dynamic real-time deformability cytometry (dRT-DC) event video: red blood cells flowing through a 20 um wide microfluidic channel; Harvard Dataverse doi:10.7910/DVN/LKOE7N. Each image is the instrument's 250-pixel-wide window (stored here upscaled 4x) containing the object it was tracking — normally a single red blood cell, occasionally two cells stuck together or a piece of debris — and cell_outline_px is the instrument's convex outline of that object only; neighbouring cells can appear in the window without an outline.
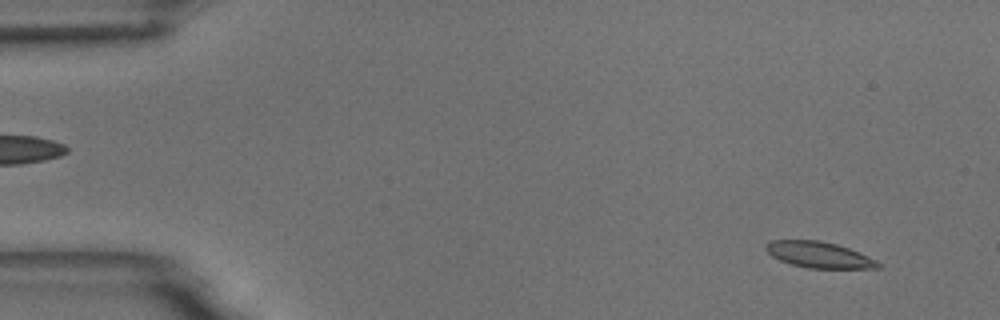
{"species": "common noctule bat (a hibernating species)", "species_latin": "Nyctalus noctula", "temperature_condition": "room temperature", "stored_images_in_passage": 56, "camera_frame_rate_fps": 3000, "um_per_image_px": 0.085, "animal": {"sex": "male", "body_mass_g": 18.8}, "frame": {"image": 1, "passage_image": 4, "time_ms": 1.0, "image_size_px": [1000, 320], "cell_outline_px": [[880, 268], [808, 268], [792, 264], [780, 260], [772, 256], [764, 248], [764, 244], [772, 240], [820, 240], [836, 244], [848, 248], [876, 260], [880, 264]], "centroid_in_image_um": [69.57, 21.65], "position_along_channel_um": 15.4, "area_um2": 16.88}}
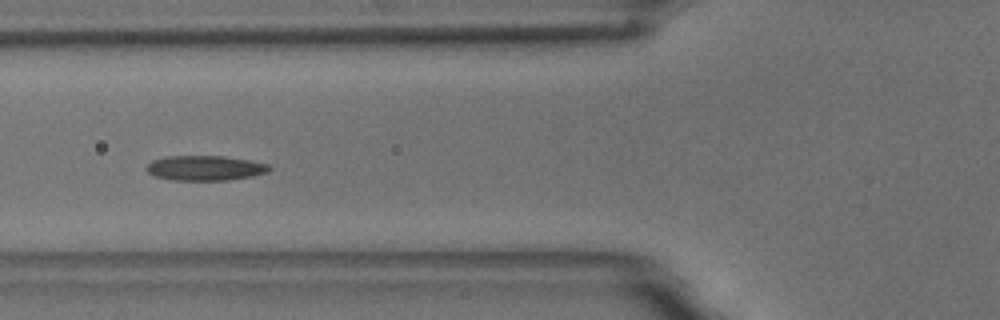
{"frame": {"image": 2, "passage_image": 21, "time_ms": 6.667, "image_size_px": [1000, 320], "cell_outline_px": [[272, 168], [268, 172], [252, 176], [228, 180], [172, 180], [156, 176], [148, 172], [144, 168], [152, 160], [168, 156], [224, 156], [248, 160], [268, 164]], "centroid_in_image_um": [17.43, 14.28], "position_along_channel_um": 108.4, "area_um2": 17.8}}
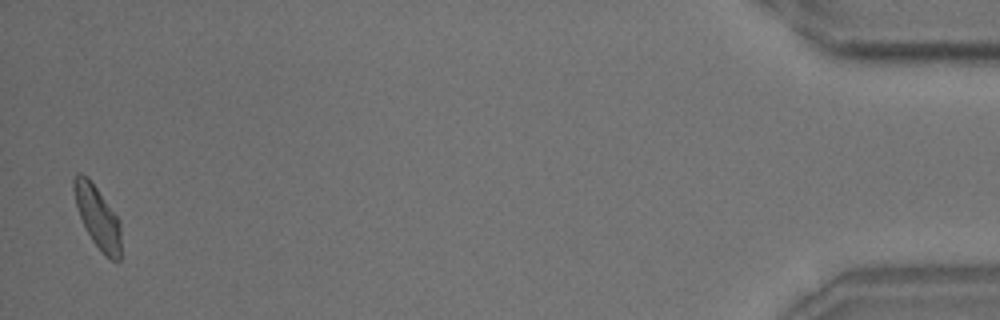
{"frame": {"image": 3, "passage_image": 55, "time_ms": 18.0, "image_size_px": [1000, 320], "cell_outline_px": [[120, 260], [112, 260], [104, 256], [100, 252], [92, 240], [80, 216], [76, 204], [72, 188], [72, 180], [76, 172], [80, 172], [88, 176], [120, 220]], "centroid_in_image_um": [8.28, 18.41], "position_along_channel_um": 426.9, "area_um2": 17.11}, "authors_computed_cell_mechanics": {"area_um2": 17.34, "velocity_mm_per_s": 3.5963, "shape_relaxation_time_tau1_ms": 4.4428, "shape_relaxation_time_tau2_ms": 5.027, "deformation_change_tau1": 0.114, "deformation_change_tau2": 0.0894}}